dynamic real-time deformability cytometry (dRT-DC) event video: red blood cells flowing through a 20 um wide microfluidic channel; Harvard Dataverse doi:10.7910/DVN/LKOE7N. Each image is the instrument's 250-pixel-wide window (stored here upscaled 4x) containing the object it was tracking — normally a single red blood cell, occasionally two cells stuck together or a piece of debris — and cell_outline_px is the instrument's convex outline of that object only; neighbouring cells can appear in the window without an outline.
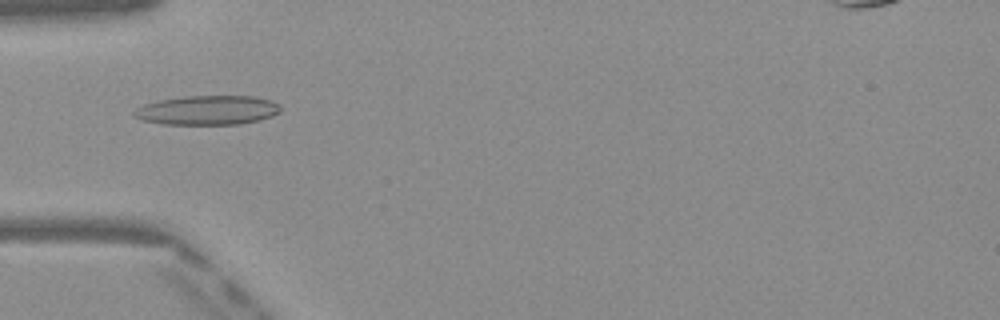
{"species": "Egyptian fruit bat (a non-hibernating species)", "species_latin": "Rousettus aegyptiacus", "temperature_condition": "warm", "stored_images_in_passage": 49, "camera_frame_rate_fps": 3000, "um_per_image_px": 0.085, "frame": {"image": 1, "passage_image": 16, "time_ms": 5.0, "image_size_px": [1000, 320], "cell_outline_px": [[280, 112], [272, 116], [260, 120], [240, 124], [160, 124], [144, 120], [132, 116], [132, 112], [136, 108], [144, 104], [160, 100], [184, 96], [256, 96], [272, 100], [280, 104]], "centroid_in_image_um": [17.66, 9.36], "position_along_channel_um": 67.3, "area_um2": 25.2}}
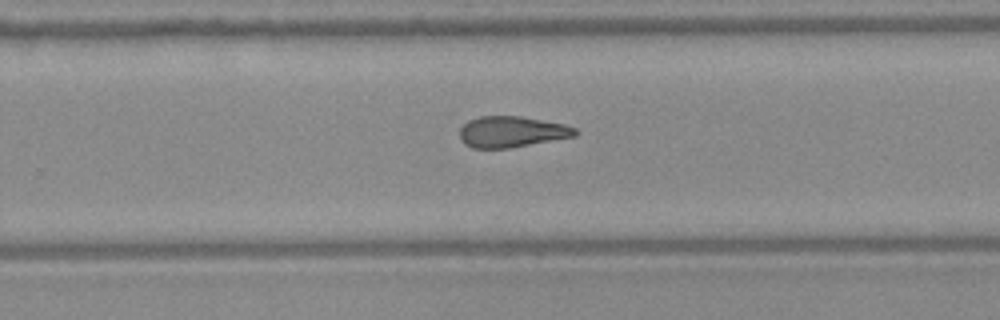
{"frame": {"image": 2, "passage_image": 32, "time_ms": 10.333, "image_size_px": [1000, 320], "cell_outline_px": [[580, 132], [576, 136], [512, 148], [472, 148], [464, 144], [460, 140], [460, 128], [468, 120], [480, 116], [520, 116], [564, 124], [576, 128]], "centroid_in_image_um": [43.5, 11.21], "position_along_channel_um": 286.3, "area_um2": 21.1}}
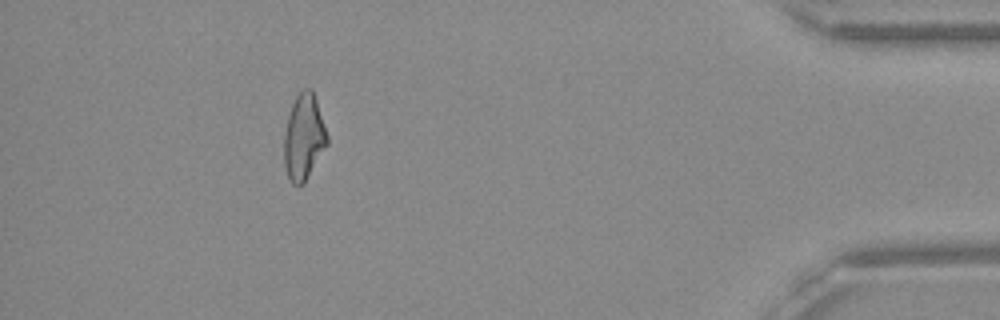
{"frame": {"image": 3, "passage_image": 45, "time_ms": 14.667, "image_size_px": [1000, 320], "cell_outline_px": [[328, 144], [304, 184], [292, 184], [288, 176], [284, 164], [284, 132], [288, 116], [292, 104], [296, 96], [304, 88], [312, 88], [328, 136]], "centroid_in_image_um": [25.82, 11.66], "position_along_channel_um": 409.4, "area_um2": 21.5}, "authors_computed_cell_mechanics": {"area_um2": 21.8484, "velocity_mm_per_s": 4.0933, "shape_relaxation_time_tau1_ms": null, "shape_relaxation_time_tau2_ms": 3.6239, "deformation_change_tau1": null, "deformation_change_tau2": 0.1422}}